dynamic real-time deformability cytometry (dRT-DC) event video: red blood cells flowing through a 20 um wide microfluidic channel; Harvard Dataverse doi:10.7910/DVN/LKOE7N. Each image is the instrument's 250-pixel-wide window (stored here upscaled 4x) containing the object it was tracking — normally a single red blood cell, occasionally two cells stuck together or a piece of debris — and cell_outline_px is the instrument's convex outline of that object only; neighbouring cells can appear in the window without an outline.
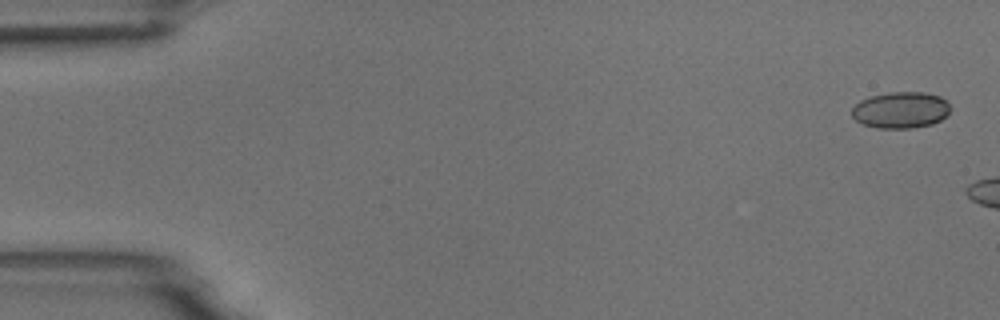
{"species": "common noctule bat (a hibernating species)", "species_latin": "Nyctalus noctula", "temperature_condition": "room temperature", "stored_images_in_passage": 2, "camera_frame_rate_fps": 3000, "um_per_image_px": 0.085, "animal": {"sex": "male", "body_mass_g": 18.8}, "frame": {"image": 1, "passage_image": 1, "time_ms": 0.0, "image_size_px": [1000, 320], "cell_outline_px": [[948, 112], [940, 120], [932, 124], [912, 128], [876, 128], [864, 124], [856, 120], [852, 116], [852, 108], [860, 100], [872, 96], [888, 92], [924, 92], [940, 96], [948, 104]], "centroid_in_image_um": [76.53, 9.35], "position_along_channel_um": 8.5, "area_um2": 20.69}}